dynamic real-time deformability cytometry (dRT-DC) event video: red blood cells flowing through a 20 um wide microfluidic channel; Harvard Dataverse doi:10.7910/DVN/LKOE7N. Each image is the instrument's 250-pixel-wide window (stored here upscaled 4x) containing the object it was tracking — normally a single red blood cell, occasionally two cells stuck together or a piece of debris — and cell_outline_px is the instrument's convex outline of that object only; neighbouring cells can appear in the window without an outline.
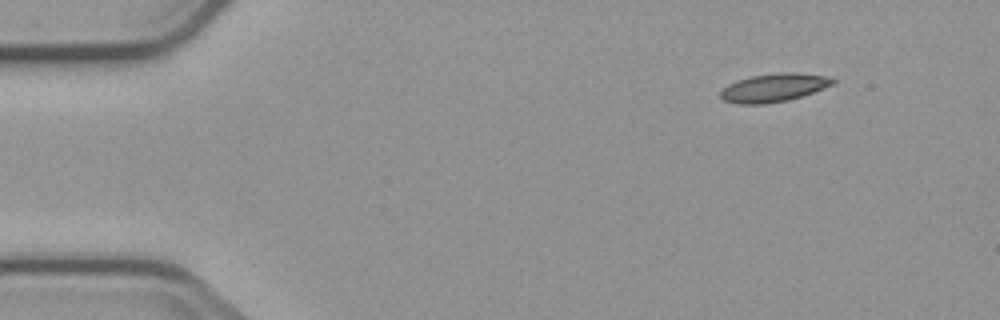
{"species": "common noctule bat (a hibernating species)", "species_latin": "Nyctalus noctula", "temperature_condition": "cold", "stored_images_in_passage": 4, "camera_frame_rate_fps": 3000, "um_per_image_px": 0.085, "animal": {"sex": "male", "body_mass_g": 23.1, "forearm_length_mm": 52.7}, "frame": {"image": 1, "passage_image": 1, "time_ms": 0.0, "image_size_px": [1000, 320], "cell_outline_px": [[836, 84], [788, 100], [764, 104], [740, 104], [724, 100], [720, 96], [720, 92], [728, 84], [736, 80], [752, 76], [780, 72], [796, 72], [824, 76], [836, 80]], "centroid_in_image_um": [65.77, 7.45], "position_along_channel_um": 19.2, "area_um2": 18.38}}
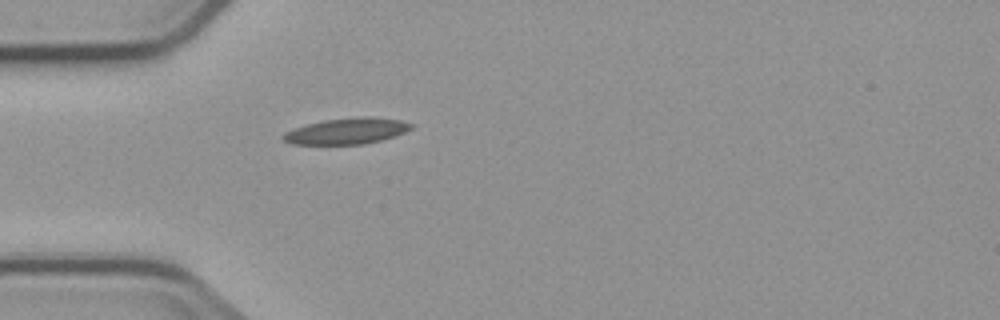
{"frame": {"image": 2, "passage_image": 4, "time_ms": 3.333, "image_size_px": [1000, 320], "cell_outline_px": [[412, 128], [396, 136], [364, 144], [292, 144], [284, 140], [280, 136], [284, 132], [304, 124], [324, 120], [360, 116], [372, 116], [400, 120], [412, 124]], "centroid_in_image_um": [29.45, 11.13], "position_along_channel_um": 55.5, "area_um2": 19.54}}